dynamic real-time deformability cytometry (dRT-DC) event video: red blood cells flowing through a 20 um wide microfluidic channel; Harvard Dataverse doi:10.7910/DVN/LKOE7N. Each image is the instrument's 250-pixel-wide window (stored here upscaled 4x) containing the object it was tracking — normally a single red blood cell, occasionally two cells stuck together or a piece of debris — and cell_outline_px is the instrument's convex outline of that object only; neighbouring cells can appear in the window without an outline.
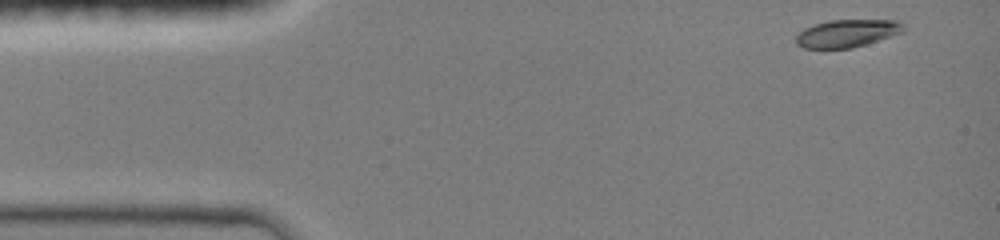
{"species": "common noctule bat (a hibernating species)", "species_latin": "Nyctalus noctula", "temperature_condition": "room temperature", "stored_images_in_passage": 9, "camera_frame_rate_fps": 3000, "um_per_image_px": 0.085, "animal": {"sex": "female", "body_mass_g": 19.0, "forearm_length_mm": 51.5}, "frame": {"image": 1, "passage_image": 1, "time_ms": 0.0, "image_size_px": [1000, 240], "cell_outline_px": [[904, 32], [852, 48], [804, 48], [796, 44], [796, 36], [804, 28], [828, 20], [900, 20], [904, 24]], "centroid_in_image_um": [72.02, 2.82], "position_along_channel_um": 13.0, "area_um2": 17.28}}
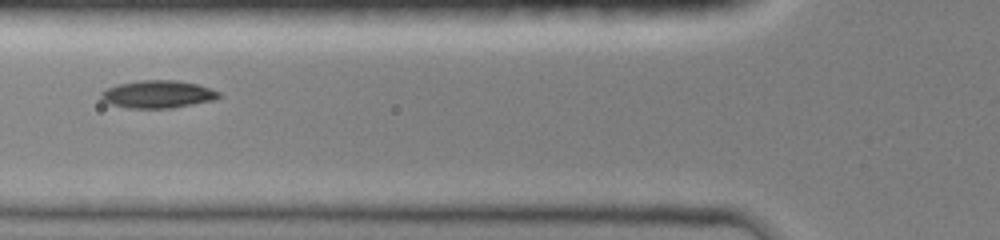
{"frame": {"image": 2, "passage_image": 6, "time_ms": 4.667, "image_size_px": [1000, 240], "cell_outline_px": [[220, 96], [212, 100], [172, 108], [128, 108], [112, 104], [104, 100], [100, 96], [100, 92], [116, 84], [140, 80], [176, 80], [196, 84], [220, 92]], "centroid_in_image_um": [13.38, 8.0], "position_along_channel_um": 112.4, "area_um2": 18.73}}
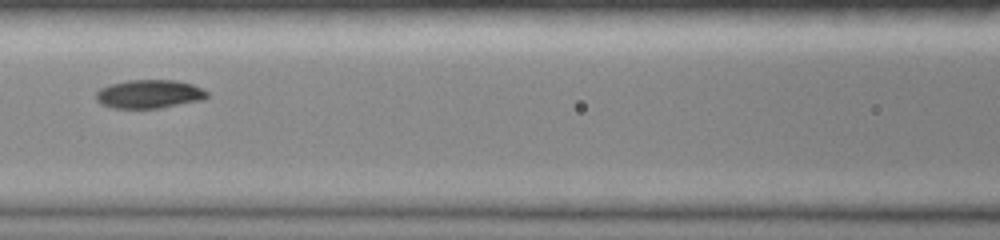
{"frame": {"image": 3, "passage_image": 8, "time_ms": 5.667, "image_size_px": [1000, 240], "cell_outline_px": [[208, 96], [200, 100], [160, 108], [112, 108], [100, 104], [96, 100], [96, 92], [100, 88], [108, 84], [128, 80], [176, 80], [192, 84], [208, 92]], "centroid_in_image_um": [12.63, 7.99], "position_along_channel_um": 154.0, "area_um2": 18.5}}